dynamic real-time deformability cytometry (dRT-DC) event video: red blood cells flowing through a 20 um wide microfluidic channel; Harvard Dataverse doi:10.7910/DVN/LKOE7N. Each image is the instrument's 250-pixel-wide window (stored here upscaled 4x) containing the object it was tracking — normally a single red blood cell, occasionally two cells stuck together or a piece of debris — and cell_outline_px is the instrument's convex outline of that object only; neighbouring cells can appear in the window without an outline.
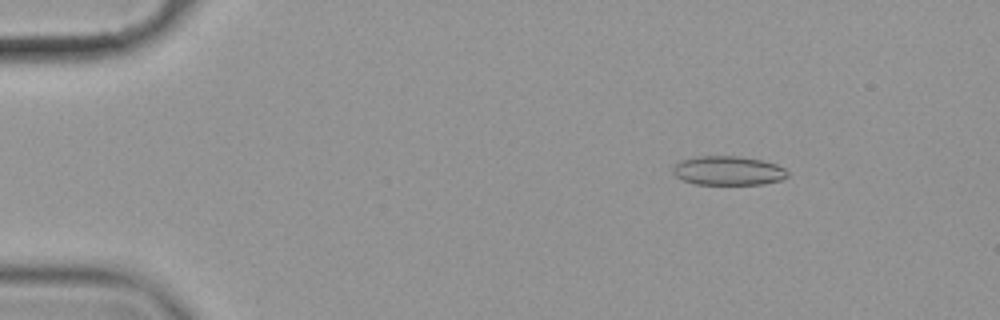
{"species": "common noctule bat (a hibernating species)", "species_latin": "Nyctalus noctula", "temperature_condition": "cold", "stored_images_in_passage": 57, "camera_frame_rate_fps": 3000, "um_per_image_px": 0.085, "animal": {"sex": "female", "body_mass_g": 19.9}, "frame": {"image": 1, "passage_image": 8, "time_ms": 2.333, "image_size_px": [1000, 320], "cell_outline_px": [[788, 176], [780, 180], [764, 184], [696, 184], [684, 180], [676, 176], [672, 172], [676, 164], [680, 160], [696, 156], [736, 156], [760, 160], [776, 164], [784, 168], [788, 172]], "centroid_in_image_um": [61.89, 14.5], "position_along_channel_um": 23.1, "area_um2": 19.31}}
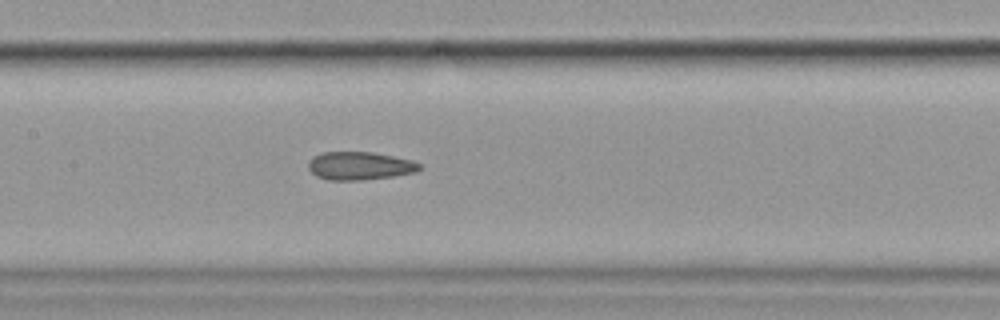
{"frame": {"image": 2, "passage_image": 28, "time_ms": 9.0, "image_size_px": [1000, 320], "cell_outline_px": [[424, 168], [416, 172], [392, 176], [360, 180], [328, 180], [316, 176], [308, 168], [308, 160], [312, 156], [324, 152], [372, 152], [412, 160], [420, 164]], "centroid_in_image_um": [30.56, 14.09], "position_along_channel_um": 176.8, "area_um2": 18.26}}
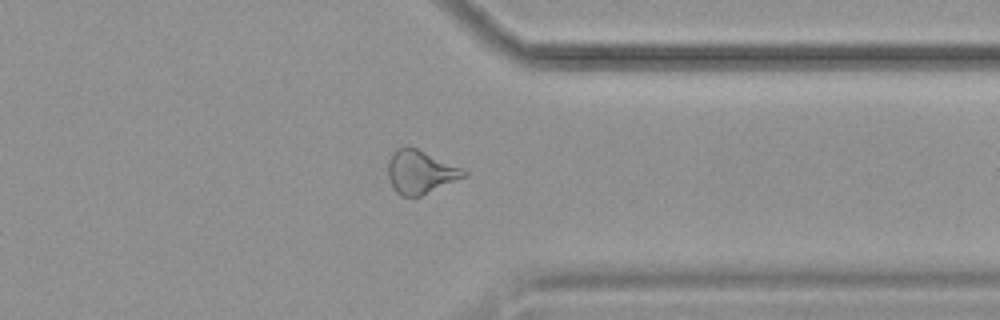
{"frame": {"image": 3, "passage_image": 45, "time_ms": 14.667, "image_size_px": [1000, 320], "cell_outline_px": [[468, 176], [420, 196], [400, 196], [392, 188], [388, 176], [388, 160], [392, 152], [396, 148], [404, 144], [416, 148], [464, 168], [468, 172]], "centroid_in_image_um": [35.73, 14.6], "position_along_channel_um": 375.7, "area_um2": 19.54}, "authors_computed_cell_mechanics": {"area_um2": 19.3052, "velocity_mm_per_s": 3.5583, "shape_relaxation_time_tau1_ms": null, "shape_relaxation_time_tau2_ms": 2.2976, "deformation_change_tau1": null, "deformation_change_tau2": 0.1108}}